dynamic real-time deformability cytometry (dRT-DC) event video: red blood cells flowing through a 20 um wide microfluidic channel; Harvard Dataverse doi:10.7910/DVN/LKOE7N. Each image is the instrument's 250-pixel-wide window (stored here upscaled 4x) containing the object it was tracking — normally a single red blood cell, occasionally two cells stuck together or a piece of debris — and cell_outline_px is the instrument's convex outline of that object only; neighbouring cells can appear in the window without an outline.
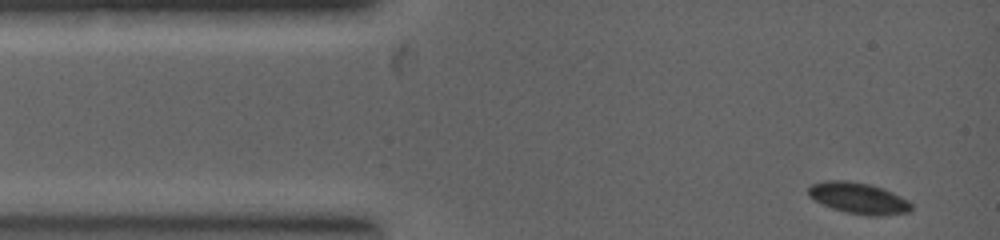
{"species": "common noctule bat (a hibernating species)", "species_latin": "Nyctalus noctula", "temperature_condition": "warm", "stored_images_in_passage": 5, "camera_frame_rate_fps": 5000, "um_per_image_px": 0.085, "animal": {"sex": "female", "body_mass_g": 19.0, "forearm_length_mm": 53.3}, "frame": {"image": 1, "passage_image": 1, "time_ms": 0.0, "image_size_px": [1000, 240], "cell_outline_px": [[912, 208], [908, 212], [880, 216], [868, 216], [848, 212], [832, 208], [808, 196], [808, 188], [812, 184], [824, 180], [848, 180], [868, 184], [892, 192], [908, 200], [912, 204]], "centroid_in_image_um": [72.97, 16.84], "position_along_channel_um": 12.0, "area_um2": 18.55}}